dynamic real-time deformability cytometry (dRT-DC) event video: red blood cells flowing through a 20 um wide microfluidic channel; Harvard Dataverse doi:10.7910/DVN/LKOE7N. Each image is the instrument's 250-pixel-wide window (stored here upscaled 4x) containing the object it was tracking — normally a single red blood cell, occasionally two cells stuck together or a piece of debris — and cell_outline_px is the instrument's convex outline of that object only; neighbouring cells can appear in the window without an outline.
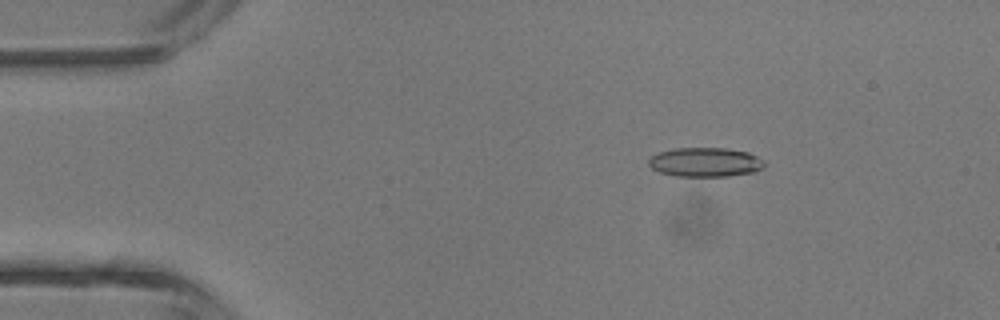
{"species": "common noctule bat (a hibernating species)", "species_latin": "Nyctalus noctula", "temperature_condition": "room temperature", "stored_images_in_passage": 5, "camera_frame_rate_fps": 3000, "um_per_image_px": 0.085, "animal": {"sex": "male", "body_mass_g": 13.3}, "frame": {"image": 1, "passage_image": 2, "time_ms": 1.0, "image_size_px": [1000, 320], "cell_outline_px": [[764, 168], [756, 172], [728, 176], [676, 176], [660, 172], [652, 168], [648, 164], [648, 160], [652, 156], [660, 152], [676, 148], [728, 148], [748, 152], [764, 160]], "centroid_in_image_um": [59.98, 13.79], "position_along_channel_um": 25.0, "area_um2": 19.77}}
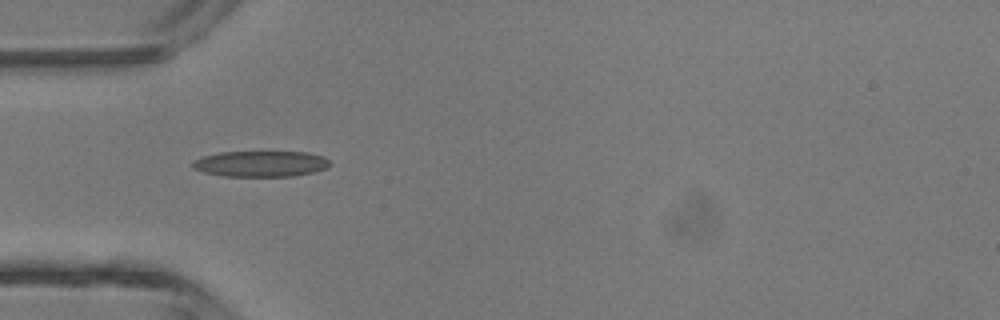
{"frame": {"image": 2, "passage_image": 4, "time_ms": 3.333, "image_size_px": [1000, 320], "cell_outline_px": [[328, 168], [296, 176], [224, 176], [204, 172], [192, 168], [192, 160], [204, 156], [220, 152], [308, 152], [324, 156], [328, 160]], "centroid_in_image_um": [22.15, 13.92], "position_along_channel_um": 62.8, "area_um2": 20.69}}